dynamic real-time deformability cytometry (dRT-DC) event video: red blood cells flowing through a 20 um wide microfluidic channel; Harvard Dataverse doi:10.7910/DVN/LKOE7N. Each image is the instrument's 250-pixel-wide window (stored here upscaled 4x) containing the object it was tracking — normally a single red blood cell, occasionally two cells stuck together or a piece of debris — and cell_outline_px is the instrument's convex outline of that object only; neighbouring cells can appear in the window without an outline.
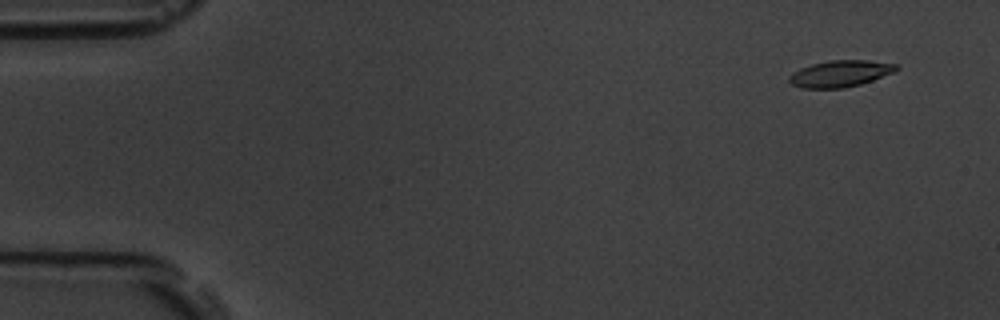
{"species": "common noctule bat (a hibernating species)", "species_latin": "Nyctalus noctula", "temperature_condition": "room temperature", "stored_images_in_passage": 6, "camera_frame_rate_fps": 3000, "um_per_image_px": 0.085, "animal": {"sex": "male", "body_mass_g": 19.5, "forearm_length_mm": 54.6}, "frame": {"image": 1, "passage_image": 1, "time_ms": 0.0, "image_size_px": [1000, 320], "cell_outline_px": [[900, 68], [896, 72], [860, 84], [844, 88], [800, 88], [792, 84], [788, 80], [788, 76], [792, 72], [800, 68], [812, 64], [832, 60], [868, 60], [896, 64]], "centroid_in_image_um": [71.42, 6.26], "position_along_channel_um": 13.6, "area_um2": 16.65}}
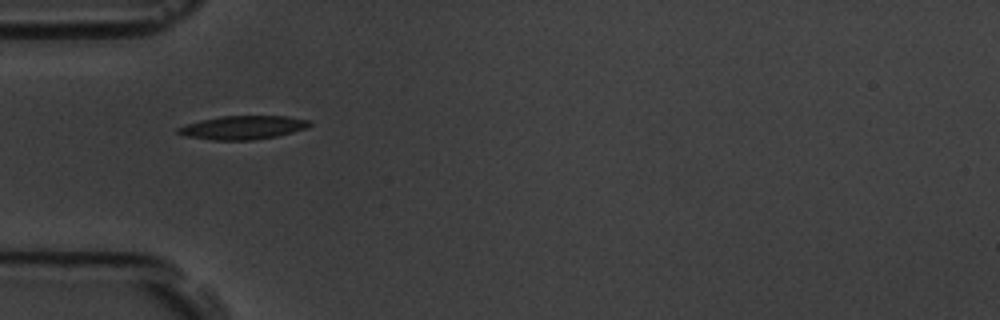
{"frame": {"image": 2, "passage_image": 5, "time_ms": 1.333, "image_size_px": [1000, 320], "cell_outline_px": [[312, 124], [308, 128], [276, 136], [252, 140], [212, 140], [188, 136], [176, 132], [176, 128], [200, 120], [220, 116], [288, 116], [312, 120]], "centroid_in_image_um": [20.7, 10.83], "position_along_channel_um": 64.3, "area_um2": 18.09}}
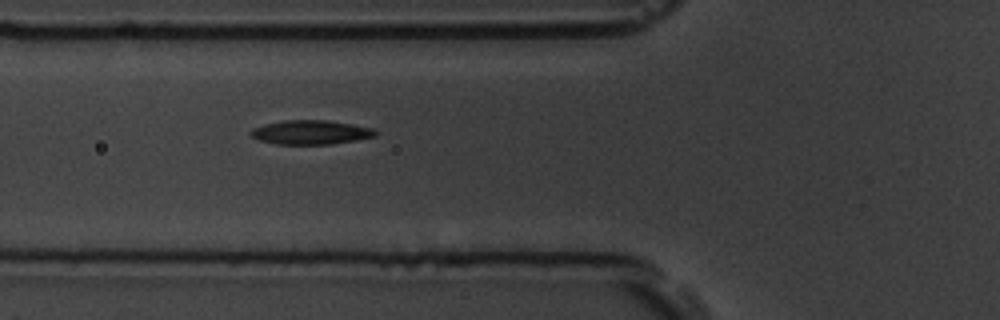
{"frame": {"image": 3, "passage_image": 6, "time_ms": 1.667, "image_size_px": [1000, 320], "cell_outline_px": [[380, 132], [376, 136], [356, 140], [332, 144], [276, 144], [260, 140], [252, 136], [248, 132], [252, 128], [264, 124], [284, 120], [328, 120], [376, 128]], "centroid_in_image_um": [26.46, 11.24], "position_along_channel_um": 99.3, "area_um2": 17.74}}